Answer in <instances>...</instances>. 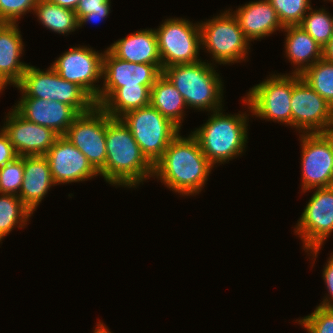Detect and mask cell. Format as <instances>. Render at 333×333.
Segmentation results:
<instances>
[{
  "instance_id": "obj_17",
  "label": "cell",
  "mask_w": 333,
  "mask_h": 333,
  "mask_svg": "<svg viewBox=\"0 0 333 333\" xmlns=\"http://www.w3.org/2000/svg\"><path fill=\"white\" fill-rule=\"evenodd\" d=\"M14 109L26 120L53 129L64 135L79 115L71 106L58 101L21 97Z\"/></svg>"
},
{
  "instance_id": "obj_31",
  "label": "cell",
  "mask_w": 333,
  "mask_h": 333,
  "mask_svg": "<svg viewBox=\"0 0 333 333\" xmlns=\"http://www.w3.org/2000/svg\"><path fill=\"white\" fill-rule=\"evenodd\" d=\"M283 27L300 25L311 8L310 0H269Z\"/></svg>"
},
{
  "instance_id": "obj_23",
  "label": "cell",
  "mask_w": 333,
  "mask_h": 333,
  "mask_svg": "<svg viewBox=\"0 0 333 333\" xmlns=\"http://www.w3.org/2000/svg\"><path fill=\"white\" fill-rule=\"evenodd\" d=\"M150 104L181 129L187 105L180 92L163 73L151 88Z\"/></svg>"
},
{
  "instance_id": "obj_43",
  "label": "cell",
  "mask_w": 333,
  "mask_h": 333,
  "mask_svg": "<svg viewBox=\"0 0 333 333\" xmlns=\"http://www.w3.org/2000/svg\"><path fill=\"white\" fill-rule=\"evenodd\" d=\"M3 24H4V22L0 20V27H1Z\"/></svg>"
},
{
  "instance_id": "obj_41",
  "label": "cell",
  "mask_w": 333,
  "mask_h": 333,
  "mask_svg": "<svg viewBox=\"0 0 333 333\" xmlns=\"http://www.w3.org/2000/svg\"><path fill=\"white\" fill-rule=\"evenodd\" d=\"M97 327L95 328L93 333H111L107 327H105V324L101 323L100 321L96 325Z\"/></svg>"
},
{
  "instance_id": "obj_15",
  "label": "cell",
  "mask_w": 333,
  "mask_h": 333,
  "mask_svg": "<svg viewBox=\"0 0 333 333\" xmlns=\"http://www.w3.org/2000/svg\"><path fill=\"white\" fill-rule=\"evenodd\" d=\"M7 114L2 129L18 156H43L60 136L51 128L26 120L14 108Z\"/></svg>"
},
{
  "instance_id": "obj_14",
  "label": "cell",
  "mask_w": 333,
  "mask_h": 333,
  "mask_svg": "<svg viewBox=\"0 0 333 333\" xmlns=\"http://www.w3.org/2000/svg\"><path fill=\"white\" fill-rule=\"evenodd\" d=\"M162 74L154 64L132 63L117 58L108 48L103 55V86L99 91L96 106H100L117 88L124 85L153 86Z\"/></svg>"
},
{
  "instance_id": "obj_12",
  "label": "cell",
  "mask_w": 333,
  "mask_h": 333,
  "mask_svg": "<svg viewBox=\"0 0 333 333\" xmlns=\"http://www.w3.org/2000/svg\"><path fill=\"white\" fill-rule=\"evenodd\" d=\"M299 136L302 148V191L330 187L333 170V131L302 133Z\"/></svg>"
},
{
  "instance_id": "obj_13",
  "label": "cell",
  "mask_w": 333,
  "mask_h": 333,
  "mask_svg": "<svg viewBox=\"0 0 333 333\" xmlns=\"http://www.w3.org/2000/svg\"><path fill=\"white\" fill-rule=\"evenodd\" d=\"M103 55L104 52L89 47H71L51 67L63 79L83 88L96 102L101 89L96 83L102 78Z\"/></svg>"
},
{
  "instance_id": "obj_20",
  "label": "cell",
  "mask_w": 333,
  "mask_h": 333,
  "mask_svg": "<svg viewBox=\"0 0 333 333\" xmlns=\"http://www.w3.org/2000/svg\"><path fill=\"white\" fill-rule=\"evenodd\" d=\"M53 181L49 162L43 156H24V177L18 197L32 211L40 205Z\"/></svg>"
},
{
  "instance_id": "obj_10",
  "label": "cell",
  "mask_w": 333,
  "mask_h": 333,
  "mask_svg": "<svg viewBox=\"0 0 333 333\" xmlns=\"http://www.w3.org/2000/svg\"><path fill=\"white\" fill-rule=\"evenodd\" d=\"M295 227L302 238L304 251L317 257L324 241L333 231V188H315Z\"/></svg>"
},
{
  "instance_id": "obj_32",
  "label": "cell",
  "mask_w": 333,
  "mask_h": 333,
  "mask_svg": "<svg viewBox=\"0 0 333 333\" xmlns=\"http://www.w3.org/2000/svg\"><path fill=\"white\" fill-rule=\"evenodd\" d=\"M24 177V156L0 168V193L18 196Z\"/></svg>"
},
{
  "instance_id": "obj_21",
  "label": "cell",
  "mask_w": 333,
  "mask_h": 333,
  "mask_svg": "<svg viewBox=\"0 0 333 333\" xmlns=\"http://www.w3.org/2000/svg\"><path fill=\"white\" fill-rule=\"evenodd\" d=\"M108 49L122 60L132 63L154 64L161 71L163 70L157 37L153 29L131 33V35L115 41Z\"/></svg>"
},
{
  "instance_id": "obj_1",
  "label": "cell",
  "mask_w": 333,
  "mask_h": 333,
  "mask_svg": "<svg viewBox=\"0 0 333 333\" xmlns=\"http://www.w3.org/2000/svg\"><path fill=\"white\" fill-rule=\"evenodd\" d=\"M213 167L191 133L187 138L178 134L154 164L153 178L173 192L190 196L202 191Z\"/></svg>"
},
{
  "instance_id": "obj_38",
  "label": "cell",
  "mask_w": 333,
  "mask_h": 333,
  "mask_svg": "<svg viewBox=\"0 0 333 333\" xmlns=\"http://www.w3.org/2000/svg\"><path fill=\"white\" fill-rule=\"evenodd\" d=\"M110 10H96V11H92V13H89L87 15H84L78 22H79V27H82V25H84V23L86 22H98L101 21L105 18H107V16L109 15Z\"/></svg>"
},
{
  "instance_id": "obj_18",
  "label": "cell",
  "mask_w": 333,
  "mask_h": 333,
  "mask_svg": "<svg viewBox=\"0 0 333 333\" xmlns=\"http://www.w3.org/2000/svg\"><path fill=\"white\" fill-rule=\"evenodd\" d=\"M17 23L0 27V92L7 85L16 86L29 64L20 62L24 45Z\"/></svg>"
},
{
  "instance_id": "obj_42",
  "label": "cell",
  "mask_w": 333,
  "mask_h": 333,
  "mask_svg": "<svg viewBox=\"0 0 333 333\" xmlns=\"http://www.w3.org/2000/svg\"><path fill=\"white\" fill-rule=\"evenodd\" d=\"M330 187L333 188V170H332V175H331Z\"/></svg>"
},
{
  "instance_id": "obj_29",
  "label": "cell",
  "mask_w": 333,
  "mask_h": 333,
  "mask_svg": "<svg viewBox=\"0 0 333 333\" xmlns=\"http://www.w3.org/2000/svg\"><path fill=\"white\" fill-rule=\"evenodd\" d=\"M300 76L333 107V63L322 58Z\"/></svg>"
},
{
  "instance_id": "obj_9",
  "label": "cell",
  "mask_w": 333,
  "mask_h": 333,
  "mask_svg": "<svg viewBox=\"0 0 333 333\" xmlns=\"http://www.w3.org/2000/svg\"><path fill=\"white\" fill-rule=\"evenodd\" d=\"M246 96L243 102L254 116L291 126L292 74H274L252 87Z\"/></svg>"
},
{
  "instance_id": "obj_19",
  "label": "cell",
  "mask_w": 333,
  "mask_h": 333,
  "mask_svg": "<svg viewBox=\"0 0 333 333\" xmlns=\"http://www.w3.org/2000/svg\"><path fill=\"white\" fill-rule=\"evenodd\" d=\"M232 13L249 42L268 37L275 31L284 29L269 0L246 3Z\"/></svg>"
},
{
  "instance_id": "obj_6",
  "label": "cell",
  "mask_w": 333,
  "mask_h": 333,
  "mask_svg": "<svg viewBox=\"0 0 333 333\" xmlns=\"http://www.w3.org/2000/svg\"><path fill=\"white\" fill-rule=\"evenodd\" d=\"M201 48L212 54L213 61L219 64H234L248 56L250 42L232 13L225 10L213 19L199 23ZM249 47V48H248Z\"/></svg>"
},
{
  "instance_id": "obj_40",
  "label": "cell",
  "mask_w": 333,
  "mask_h": 333,
  "mask_svg": "<svg viewBox=\"0 0 333 333\" xmlns=\"http://www.w3.org/2000/svg\"><path fill=\"white\" fill-rule=\"evenodd\" d=\"M323 58L333 63V36L328 44L323 48Z\"/></svg>"
},
{
  "instance_id": "obj_35",
  "label": "cell",
  "mask_w": 333,
  "mask_h": 333,
  "mask_svg": "<svg viewBox=\"0 0 333 333\" xmlns=\"http://www.w3.org/2000/svg\"><path fill=\"white\" fill-rule=\"evenodd\" d=\"M110 0H80L75 9L78 21L92 11L96 10H111Z\"/></svg>"
},
{
  "instance_id": "obj_27",
  "label": "cell",
  "mask_w": 333,
  "mask_h": 333,
  "mask_svg": "<svg viewBox=\"0 0 333 333\" xmlns=\"http://www.w3.org/2000/svg\"><path fill=\"white\" fill-rule=\"evenodd\" d=\"M32 214L18 196L0 193V242L14 227L27 225Z\"/></svg>"
},
{
  "instance_id": "obj_22",
  "label": "cell",
  "mask_w": 333,
  "mask_h": 333,
  "mask_svg": "<svg viewBox=\"0 0 333 333\" xmlns=\"http://www.w3.org/2000/svg\"><path fill=\"white\" fill-rule=\"evenodd\" d=\"M285 54L291 64L297 65L292 74L301 75L307 68L323 58V48L299 25L286 26Z\"/></svg>"
},
{
  "instance_id": "obj_3",
  "label": "cell",
  "mask_w": 333,
  "mask_h": 333,
  "mask_svg": "<svg viewBox=\"0 0 333 333\" xmlns=\"http://www.w3.org/2000/svg\"><path fill=\"white\" fill-rule=\"evenodd\" d=\"M222 110L213 111L207 122L192 132L213 166L242 155L248 139L246 112L225 115Z\"/></svg>"
},
{
  "instance_id": "obj_2",
  "label": "cell",
  "mask_w": 333,
  "mask_h": 333,
  "mask_svg": "<svg viewBox=\"0 0 333 333\" xmlns=\"http://www.w3.org/2000/svg\"><path fill=\"white\" fill-rule=\"evenodd\" d=\"M104 180L114 186L136 187L153 177L154 165L142 153L131 131L120 118L106 113Z\"/></svg>"
},
{
  "instance_id": "obj_39",
  "label": "cell",
  "mask_w": 333,
  "mask_h": 333,
  "mask_svg": "<svg viewBox=\"0 0 333 333\" xmlns=\"http://www.w3.org/2000/svg\"><path fill=\"white\" fill-rule=\"evenodd\" d=\"M49 1L61 7L75 10L80 0H49Z\"/></svg>"
},
{
  "instance_id": "obj_24",
  "label": "cell",
  "mask_w": 333,
  "mask_h": 333,
  "mask_svg": "<svg viewBox=\"0 0 333 333\" xmlns=\"http://www.w3.org/2000/svg\"><path fill=\"white\" fill-rule=\"evenodd\" d=\"M152 86H122L117 88L100 107L112 118H120L125 113L150 104Z\"/></svg>"
},
{
  "instance_id": "obj_28",
  "label": "cell",
  "mask_w": 333,
  "mask_h": 333,
  "mask_svg": "<svg viewBox=\"0 0 333 333\" xmlns=\"http://www.w3.org/2000/svg\"><path fill=\"white\" fill-rule=\"evenodd\" d=\"M20 89L22 97H34L51 101L52 67L48 70H40L28 65L21 81L15 86Z\"/></svg>"
},
{
  "instance_id": "obj_25",
  "label": "cell",
  "mask_w": 333,
  "mask_h": 333,
  "mask_svg": "<svg viewBox=\"0 0 333 333\" xmlns=\"http://www.w3.org/2000/svg\"><path fill=\"white\" fill-rule=\"evenodd\" d=\"M34 13L42 25L53 32L69 34L79 28L75 10L61 7L49 0H38Z\"/></svg>"
},
{
  "instance_id": "obj_16",
  "label": "cell",
  "mask_w": 333,
  "mask_h": 333,
  "mask_svg": "<svg viewBox=\"0 0 333 333\" xmlns=\"http://www.w3.org/2000/svg\"><path fill=\"white\" fill-rule=\"evenodd\" d=\"M44 156L56 185L91 180L99 175L87 157L63 135L57 138Z\"/></svg>"
},
{
  "instance_id": "obj_26",
  "label": "cell",
  "mask_w": 333,
  "mask_h": 333,
  "mask_svg": "<svg viewBox=\"0 0 333 333\" xmlns=\"http://www.w3.org/2000/svg\"><path fill=\"white\" fill-rule=\"evenodd\" d=\"M71 106L78 114L89 112L96 106L95 100L79 85L63 79L52 68L51 101Z\"/></svg>"
},
{
  "instance_id": "obj_30",
  "label": "cell",
  "mask_w": 333,
  "mask_h": 333,
  "mask_svg": "<svg viewBox=\"0 0 333 333\" xmlns=\"http://www.w3.org/2000/svg\"><path fill=\"white\" fill-rule=\"evenodd\" d=\"M299 26L322 48L328 44L333 36V16L324 8L313 10L311 7Z\"/></svg>"
},
{
  "instance_id": "obj_33",
  "label": "cell",
  "mask_w": 333,
  "mask_h": 333,
  "mask_svg": "<svg viewBox=\"0 0 333 333\" xmlns=\"http://www.w3.org/2000/svg\"><path fill=\"white\" fill-rule=\"evenodd\" d=\"M308 333H333V308L317 306L310 314L299 319Z\"/></svg>"
},
{
  "instance_id": "obj_4",
  "label": "cell",
  "mask_w": 333,
  "mask_h": 333,
  "mask_svg": "<svg viewBox=\"0 0 333 333\" xmlns=\"http://www.w3.org/2000/svg\"><path fill=\"white\" fill-rule=\"evenodd\" d=\"M162 73L180 92L187 108L212 112L222 109L223 84L211 62L171 65Z\"/></svg>"
},
{
  "instance_id": "obj_11",
  "label": "cell",
  "mask_w": 333,
  "mask_h": 333,
  "mask_svg": "<svg viewBox=\"0 0 333 333\" xmlns=\"http://www.w3.org/2000/svg\"><path fill=\"white\" fill-rule=\"evenodd\" d=\"M88 159L93 168L104 177L106 162V112L95 106L79 114L63 135Z\"/></svg>"
},
{
  "instance_id": "obj_34",
  "label": "cell",
  "mask_w": 333,
  "mask_h": 333,
  "mask_svg": "<svg viewBox=\"0 0 333 333\" xmlns=\"http://www.w3.org/2000/svg\"><path fill=\"white\" fill-rule=\"evenodd\" d=\"M38 0H0V20L16 23L24 14L34 11Z\"/></svg>"
},
{
  "instance_id": "obj_7",
  "label": "cell",
  "mask_w": 333,
  "mask_h": 333,
  "mask_svg": "<svg viewBox=\"0 0 333 333\" xmlns=\"http://www.w3.org/2000/svg\"><path fill=\"white\" fill-rule=\"evenodd\" d=\"M162 69L177 64H192L201 61V33L199 23L193 24L184 18H170L154 30ZM199 58V59H198Z\"/></svg>"
},
{
  "instance_id": "obj_37",
  "label": "cell",
  "mask_w": 333,
  "mask_h": 333,
  "mask_svg": "<svg viewBox=\"0 0 333 333\" xmlns=\"http://www.w3.org/2000/svg\"><path fill=\"white\" fill-rule=\"evenodd\" d=\"M18 157L8 135L0 130V168Z\"/></svg>"
},
{
  "instance_id": "obj_36",
  "label": "cell",
  "mask_w": 333,
  "mask_h": 333,
  "mask_svg": "<svg viewBox=\"0 0 333 333\" xmlns=\"http://www.w3.org/2000/svg\"><path fill=\"white\" fill-rule=\"evenodd\" d=\"M323 279L325 284L327 285L329 297H325V299L319 304V306L324 308H333V254L330 255L324 270H323Z\"/></svg>"
},
{
  "instance_id": "obj_8",
  "label": "cell",
  "mask_w": 333,
  "mask_h": 333,
  "mask_svg": "<svg viewBox=\"0 0 333 333\" xmlns=\"http://www.w3.org/2000/svg\"><path fill=\"white\" fill-rule=\"evenodd\" d=\"M291 127L299 133L333 131V107L298 74H292Z\"/></svg>"
},
{
  "instance_id": "obj_5",
  "label": "cell",
  "mask_w": 333,
  "mask_h": 333,
  "mask_svg": "<svg viewBox=\"0 0 333 333\" xmlns=\"http://www.w3.org/2000/svg\"><path fill=\"white\" fill-rule=\"evenodd\" d=\"M131 131L142 153L154 165L180 129L151 104L120 117Z\"/></svg>"
}]
</instances>
